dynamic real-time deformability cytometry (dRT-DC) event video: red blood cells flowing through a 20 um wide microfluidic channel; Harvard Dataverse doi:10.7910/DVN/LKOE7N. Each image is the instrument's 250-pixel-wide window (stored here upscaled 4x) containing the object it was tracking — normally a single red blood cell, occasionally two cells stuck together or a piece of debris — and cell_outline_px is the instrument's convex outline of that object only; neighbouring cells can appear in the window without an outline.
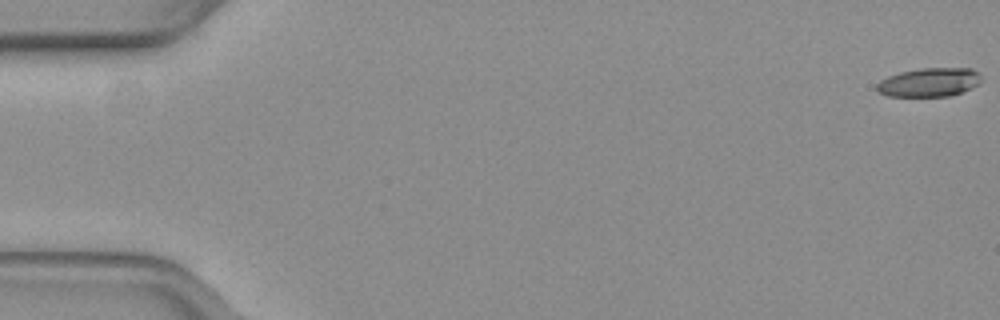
{"species": "common noctule bat (a hibernating species)", "species_latin": "Nyctalus noctula", "temperature_condition": "warm", "stored_images_in_passage": 54, "camera_frame_rate_fps": 3000, "um_per_image_px": 0.085, "animal": {"sex": "female", "body_mass_g": 19.3, "forearm_length_mm": 54.1}, "frame": {"image": 1, "passage_image": 1, "time_ms": 0.0, "image_size_px": [1000, 320], "cell_outline_px": [[980, 80], [976, 84], [960, 92], [948, 96], [888, 96], [880, 92], [876, 88], [876, 84], [880, 80], [888, 76], [900, 72], [920, 68], [972, 68], [980, 76]], "centroid_in_image_um": [78.93, 6.98], "position_along_channel_um": 6.1, "area_um2": 17.22}}
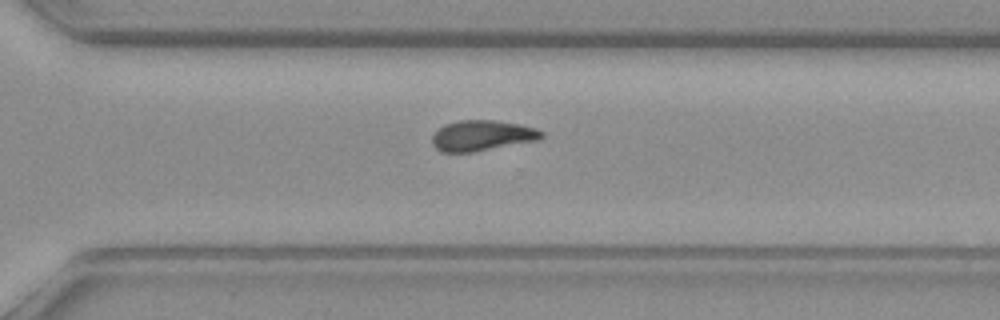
{"frame": {"image": 2, "passage_image": 38, "time_ms": 12.333, "image_size_px": [1000, 320], "cell_outline_px": [[544, 136], [540, 140], [472, 152], [440, 152], [432, 144], [432, 136], [444, 124], [456, 120], [496, 120], [520, 124], [536, 128], [544, 132]], "centroid_in_image_um": [41.0, 11.52], "position_along_channel_um": 329.6, "area_um2": 19.65}}
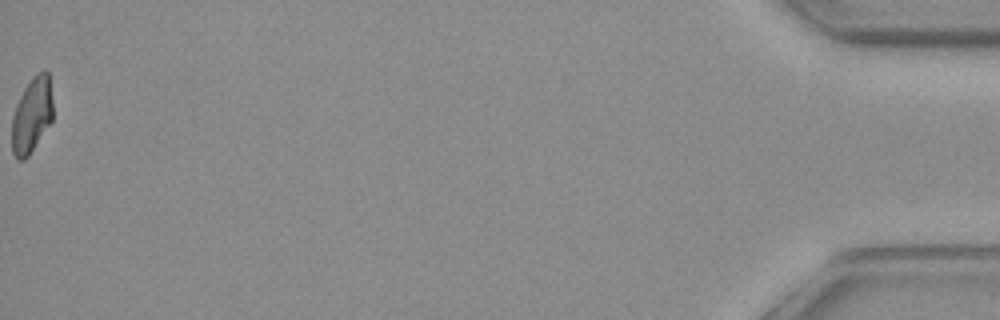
{"frame": {"image": 3, "passage_image": 54, "time_ms": 17.667, "image_size_px": [1000, 320], "cell_outline_px": [[52, 120], [28, 156], [24, 160], [16, 160], [12, 152], [12, 116], [16, 104], [24, 88], [44, 68], [48, 72], [52, 100]], "centroid_in_image_um": [2.69, 9.82], "position_along_channel_um": 432.5, "area_um2": 17.74}, "authors_computed_cell_mechanics": {"area_um2": 19.2763, "velocity_mm_per_s": 3.9167, "shape_relaxation_time_tau1_ms": null, "shape_relaxation_time_tau2_ms": 3.7587, "deformation_change_tau1": null, "deformation_change_tau2": 0.1163}}